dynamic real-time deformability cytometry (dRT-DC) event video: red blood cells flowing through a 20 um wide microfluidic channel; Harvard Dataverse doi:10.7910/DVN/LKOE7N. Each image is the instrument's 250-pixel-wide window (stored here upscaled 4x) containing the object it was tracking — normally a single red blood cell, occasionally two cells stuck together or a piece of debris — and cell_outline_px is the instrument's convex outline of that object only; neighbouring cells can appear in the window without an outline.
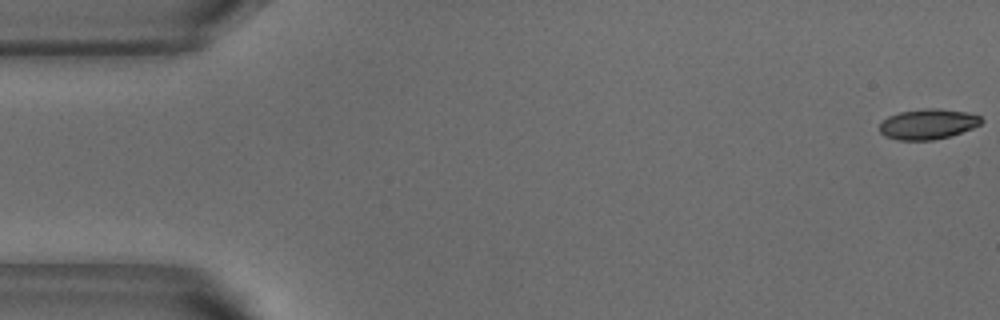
{"species": "common noctule bat (a hibernating species)", "species_latin": "Nyctalus noctula", "temperature_condition": "warm", "stored_images_in_passage": 10, "camera_frame_rate_fps": 3000, "um_per_image_px": 0.085, "animal": {"sex": "male", "body_mass_g": 18.8}, "frame": {"image": 1, "passage_image": 1, "time_ms": 0.0, "image_size_px": [1000, 320], "cell_outline_px": [[984, 120], [980, 124], [972, 128], [948, 136], [932, 140], [900, 140], [884, 136], [880, 132], [880, 124], [888, 116], [900, 112], [924, 108], [940, 108], [964, 112], [980, 116]], "centroid_in_image_um": [78.85, 10.54], "position_along_channel_um": 6.1, "area_um2": 17.8}}